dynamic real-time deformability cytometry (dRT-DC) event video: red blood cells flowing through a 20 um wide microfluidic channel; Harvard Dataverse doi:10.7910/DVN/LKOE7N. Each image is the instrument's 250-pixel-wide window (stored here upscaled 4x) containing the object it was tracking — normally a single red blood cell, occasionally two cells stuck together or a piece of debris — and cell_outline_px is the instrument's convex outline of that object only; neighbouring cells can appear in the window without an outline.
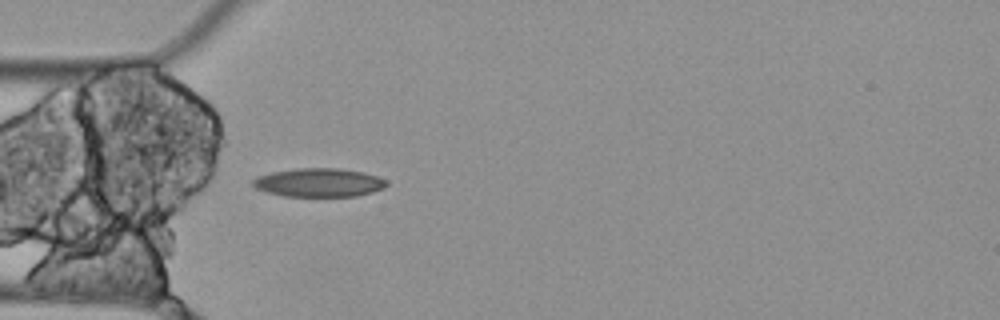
{"species": "Egyptian fruit bat (a non-hibernating species)", "species_latin": "Rousettus aegyptiacus", "temperature_condition": "cold", "stored_images_in_passage": 5, "camera_frame_rate_fps": 3000, "um_per_image_px": 0.085, "animal": {"sex": "female"}, "frame": {"image": 1, "passage_image": 5, "time_ms": 1.333, "image_size_px": [1000, 320], "cell_outline_px": [[388, 184], [384, 188], [372, 192], [356, 196], [284, 196], [264, 192], [256, 188], [252, 184], [252, 180], [256, 176], [272, 172], [296, 168], [340, 168], [364, 172], [388, 180]], "centroid_in_image_um": [27.1, 15.51], "position_along_channel_um": 57.9, "area_um2": 22.48}}